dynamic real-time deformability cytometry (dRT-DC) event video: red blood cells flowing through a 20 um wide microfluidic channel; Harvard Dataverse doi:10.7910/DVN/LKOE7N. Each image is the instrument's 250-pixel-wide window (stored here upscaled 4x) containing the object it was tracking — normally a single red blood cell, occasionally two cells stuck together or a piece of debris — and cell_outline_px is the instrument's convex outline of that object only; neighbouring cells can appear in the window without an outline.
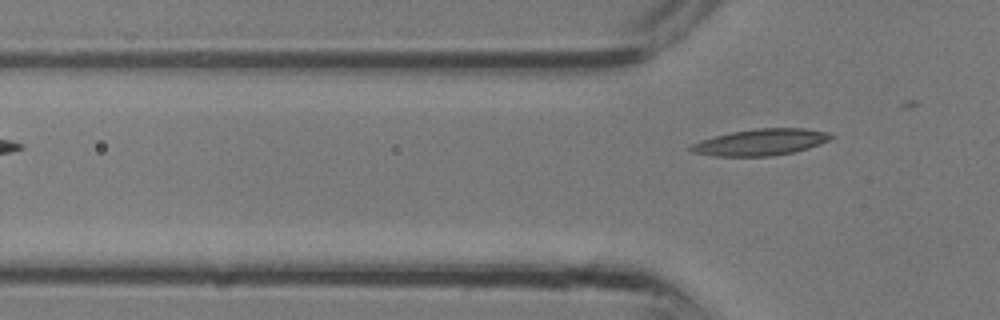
{"species": "common noctule bat (a hibernating species)", "species_latin": "Nyctalus noctula", "temperature_condition": "room temperature", "stored_images_in_passage": 4, "camera_frame_rate_fps": 3000, "um_per_image_px": 0.085, "animal": {"sex": "male", "body_mass_g": 13.3}, "frame": {"image": 1, "passage_image": 4, "time_ms": 1.0, "image_size_px": [1000, 320], "cell_outline_px": [[836, 136], [820, 144], [808, 148], [792, 152], [772, 156], [716, 156], [692, 152], [688, 148], [692, 144], [700, 140], [732, 132], [756, 128], [804, 128], [828, 132]], "centroid_in_image_um": [64.67, 12.08], "position_along_channel_um": 61.1, "area_um2": 21.5}}